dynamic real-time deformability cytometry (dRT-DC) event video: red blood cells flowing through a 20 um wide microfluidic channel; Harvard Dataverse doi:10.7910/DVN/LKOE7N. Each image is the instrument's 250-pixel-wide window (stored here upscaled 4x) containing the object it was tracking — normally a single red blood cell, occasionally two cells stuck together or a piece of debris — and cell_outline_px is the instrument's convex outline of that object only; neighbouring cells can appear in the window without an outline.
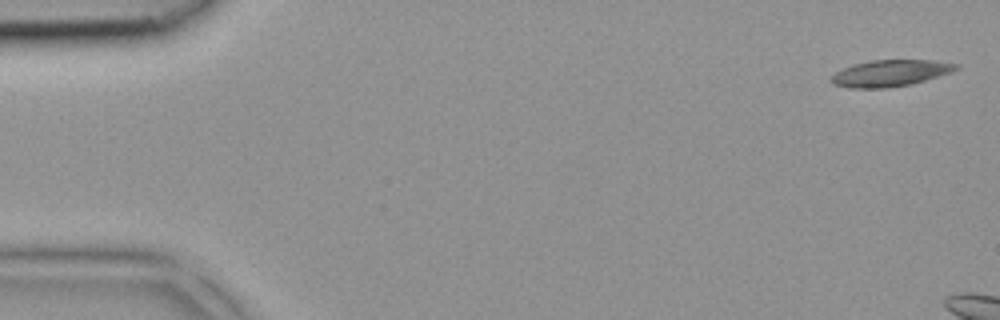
{"species": "common noctule bat (a hibernating species)", "species_latin": "Nyctalus noctula", "temperature_condition": "room temperature", "stored_images_in_passage": 8, "camera_frame_rate_fps": 3000, "um_per_image_px": 0.085, "animal": {"sex": "female", "body_mass_g": 18.4}, "frame": {"image": 1, "passage_image": 1, "time_ms": 0.0, "image_size_px": [1000, 320], "cell_outline_px": [[960, 68], [924, 80], [908, 84], [884, 88], [848, 88], [832, 84], [832, 76], [836, 72], [852, 64], [872, 60], [932, 60], [960, 64]], "centroid_in_image_um": [75.64, 6.21], "position_along_channel_um": 9.4, "area_um2": 18.96}}